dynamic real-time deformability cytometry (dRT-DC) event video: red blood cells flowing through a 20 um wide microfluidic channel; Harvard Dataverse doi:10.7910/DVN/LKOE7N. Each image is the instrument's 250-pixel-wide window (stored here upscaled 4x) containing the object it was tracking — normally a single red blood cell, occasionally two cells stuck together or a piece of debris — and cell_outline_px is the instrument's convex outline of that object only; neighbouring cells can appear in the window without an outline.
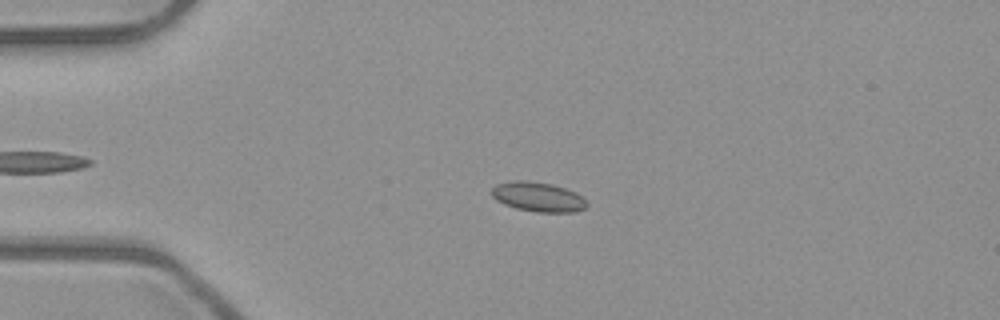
{"species": "common noctule bat (a hibernating species)", "species_latin": "Nyctalus noctula", "temperature_condition": "room temperature", "stored_images_in_passage": 48, "camera_frame_rate_fps": 3000, "um_per_image_px": 0.085, "animal": {"sex": "male", "body_mass_g": 23.1, "forearm_length_mm": 52.7}, "frame": {"image": 1, "passage_image": 13, "time_ms": 4.0, "image_size_px": [1000, 320], "cell_outline_px": [[588, 204], [584, 208], [576, 212], [536, 212], [516, 208], [504, 204], [496, 200], [492, 196], [492, 188], [496, 184], [512, 180], [528, 180], [552, 184], [576, 192]], "centroid_in_image_um": [45.71, 16.72], "position_along_channel_um": 39.3, "area_um2": 16.42}}
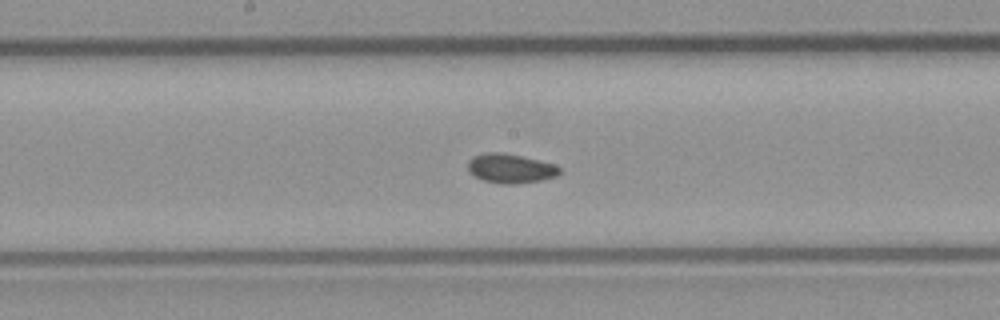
{"frame": {"image": 2, "passage_image": 28, "time_ms": 9.0, "image_size_px": [1000, 320], "cell_outline_px": [[560, 172], [556, 176], [540, 180], [516, 184], [500, 184], [484, 180], [468, 172], [468, 160], [472, 156], [484, 152], [500, 152], [520, 156], [552, 164], [560, 168]], "centroid_in_image_um": [43.33, 14.32], "position_along_channel_um": 204.9, "area_um2": 15.49}}
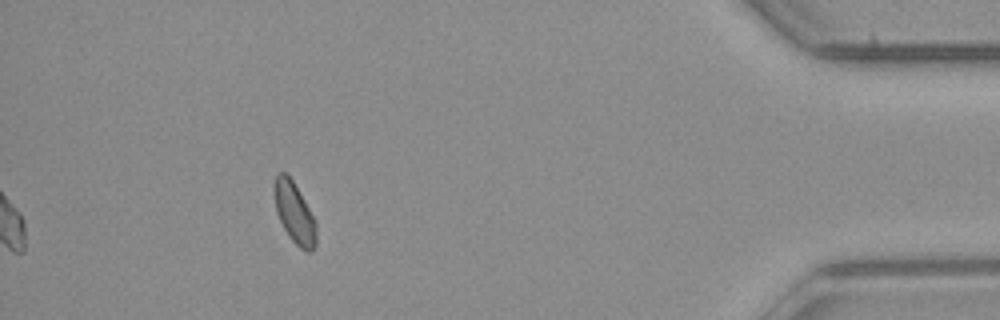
{"frame": {"image": 3, "passage_image": 48, "time_ms": 15.667, "image_size_px": [1000, 320], "cell_outline_px": [[316, 244], [312, 252], [308, 252], [300, 248], [288, 236], [276, 212], [272, 188], [276, 176], [280, 172], [284, 172], [292, 180], [316, 220]], "centroid_in_image_um": [25.02, 18.11], "position_along_channel_um": 410.2, "area_um2": 14.97}, "authors_computed_cell_mechanics": {"area_um2": 15.4326, "velocity_mm_per_s": 3.9556, "shape_relaxation_time_tau1_ms": null, "shape_relaxation_time_tau2_ms": 1.9578, "deformation_change_tau1": null, "deformation_change_tau2": 0.0427}}